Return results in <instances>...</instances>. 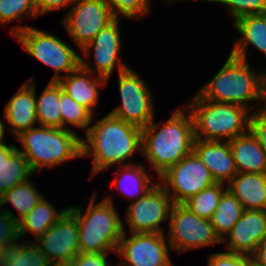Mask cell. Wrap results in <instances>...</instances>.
Returning a JSON list of instances; mask_svg holds the SVG:
<instances>
[{
  "label": "cell",
  "instance_id": "24",
  "mask_svg": "<svg viewBox=\"0 0 266 266\" xmlns=\"http://www.w3.org/2000/svg\"><path fill=\"white\" fill-rule=\"evenodd\" d=\"M144 167L146 165L141 163L118 166L120 172L112 181L120 196L125 195L130 203L146 195L157 184L151 183L152 178Z\"/></svg>",
  "mask_w": 266,
  "mask_h": 266
},
{
  "label": "cell",
  "instance_id": "9",
  "mask_svg": "<svg viewBox=\"0 0 266 266\" xmlns=\"http://www.w3.org/2000/svg\"><path fill=\"white\" fill-rule=\"evenodd\" d=\"M131 67L118 73L121 104L110 114L140 128L146 127L155 117L153 96L148 84Z\"/></svg>",
  "mask_w": 266,
  "mask_h": 266
},
{
  "label": "cell",
  "instance_id": "4",
  "mask_svg": "<svg viewBox=\"0 0 266 266\" xmlns=\"http://www.w3.org/2000/svg\"><path fill=\"white\" fill-rule=\"evenodd\" d=\"M96 194L92 195L86 209L69 206L77 217L80 253H116L123 234V219L110 195L96 203Z\"/></svg>",
  "mask_w": 266,
  "mask_h": 266
},
{
  "label": "cell",
  "instance_id": "1",
  "mask_svg": "<svg viewBox=\"0 0 266 266\" xmlns=\"http://www.w3.org/2000/svg\"><path fill=\"white\" fill-rule=\"evenodd\" d=\"M82 138V157H92L91 175L118 164L130 165L134 154L142 152V128L110 113L89 126Z\"/></svg>",
  "mask_w": 266,
  "mask_h": 266
},
{
  "label": "cell",
  "instance_id": "27",
  "mask_svg": "<svg viewBox=\"0 0 266 266\" xmlns=\"http://www.w3.org/2000/svg\"><path fill=\"white\" fill-rule=\"evenodd\" d=\"M62 91L58 82L49 81L40 96H35L36 119L39 126L61 128L59 101Z\"/></svg>",
  "mask_w": 266,
  "mask_h": 266
},
{
  "label": "cell",
  "instance_id": "3",
  "mask_svg": "<svg viewBox=\"0 0 266 266\" xmlns=\"http://www.w3.org/2000/svg\"><path fill=\"white\" fill-rule=\"evenodd\" d=\"M184 108L171 110V117L162 125V122H155L154 117L142 128L141 154L150 162L157 177L193 152V121L189 111Z\"/></svg>",
  "mask_w": 266,
  "mask_h": 266
},
{
  "label": "cell",
  "instance_id": "33",
  "mask_svg": "<svg viewBox=\"0 0 266 266\" xmlns=\"http://www.w3.org/2000/svg\"><path fill=\"white\" fill-rule=\"evenodd\" d=\"M109 6L113 16L119 18V16L126 19L136 20L143 16H146L151 12L150 0H104Z\"/></svg>",
  "mask_w": 266,
  "mask_h": 266
},
{
  "label": "cell",
  "instance_id": "28",
  "mask_svg": "<svg viewBox=\"0 0 266 266\" xmlns=\"http://www.w3.org/2000/svg\"><path fill=\"white\" fill-rule=\"evenodd\" d=\"M244 208L239 200L227 189L221 196L210 222L215 233L223 240L241 217Z\"/></svg>",
  "mask_w": 266,
  "mask_h": 266
},
{
  "label": "cell",
  "instance_id": "25",
  "mask_svg": "<svg viewBox=\"0 0 266 266\" xmlns=\"http://www.w3.org/2000/svg\"><path fill=\"white\" fill-rule=\"evenodd\" d=\"M55 208L52 203L43 197L32 211L18 222L20 239L29 231L34 239L38 240L66 213L69 206L59 211Z\"/></svg>",
  "mask_w": 266,
  "mask_h": 266
},
{
  "label": "cell",
  "instance_id": "36",
  "mask_svg": "<svg viewBox=\"0 0 266 266\" xmlns=\"http://www.w3.org/2000/svg\"><path fill=\"white\" fill-rule=\"evenodd\" d=\"M208 266H254L252 256L232 252L210 253Z\"/></svg>",
  "mask_w": 266,
  "mask_h": 266
},
{
  "label": "cell",
  "instance_id": "21",
  "mask_svg": "<svg viewBox=\"0 0 266 266\" xmlns=\"http://www.w3.org/2000/svg\"><path fill=\"white\" fill-rule=\"evenodd\" d=\"M227 189L244 210H266V173H237Z\"/></svg>",
  "mask_w": 266,
  "mask_h": 266
},
{
  "label": "cell",
  "instance_id": "29",
  "mask_svg": "<svg viewBox=\"0 0 266 266\" xmlns=\"http://www.w3.org/2000/svg\"><path fill=\"white\" fill-rule=\"evenodd\" d=\"M23 241L21 239L7 248L5 266H51L35 240Z\"/></svg>",
  "mask_w": 266,
  "mask_h": 266
},
{
  "label": "cell",
  "instance_id": "23",
  "mask_svg": "<svg viewBox=\"0 0 266 266\" xmlns=\"http://www.w3.org/2000/svg\"><path fill=\"white\" fill-rule=\"evenodd\" d=\"M27 159L13 144L0 145V197L15 185L31 179Z\"/></svg>",
  "mask_w": 266,
  "mask_h": 266
},
{
  "label": "cell",
  "instance_id": "42",
  "mask_svg": "<svg viewBox=\"0 0 266 266\" xmlns=\"http://www.w3.org/2000/svg\"><path fill=\"white\" fill-rule=\"evenodd\" d=\"M6 251L4 246H0V266H5Z\"/></svg>",
  "mask_w": 266,
  "mask_h": 266
},
{
  "label": "cell",
  "instance_id": "38",
  "mask_svg": "<svg viewBox=\"0 0 266 266\" xmlns=\"http://www.w3.org/2000/svg\"><path fill=\"white\" fill-rule=\"evenodd\" d=\"M110 252L102 253H79L70 263L72 266H112L109 263Z\"/></svg>",
  "mask_w": 266,
  "mask_h": 266
},
{
  "label": "cell",
  "instance_id": "18",
  "mask_svg": "<svg viewBox=\"0 0 266 266\" xmlns=\"http://www.w3.org/2000/svg\"><path fill=\"white\" fill-rule=\"evenodd\" d=\"M193 152L208 168L215 183H229L238 173L229 142L195 139Z\"/></svg>",
  "mask_w": 266,
  "mask_h": 266
},
{
  "label": "cell",
  "instance_id": "10",
  "mask_svg": "<svg viewBox=\"0 0 266 266\" xmlns=\"http://www.w3.org/2000/svg\"><path fill=\"white\" fill-rule=\"evenodd\" d=\"M173 203L183 204L189 198L215 183L208 168L191 152L158 177Z\"/></svg>",
  "mask_w": 266,
  "mask_h": 266
},
{
  "label": "cell",
  "instance_id": "41",
  "mask_svg": "<svg viewBox=\"0 0 266 266\" xmlns=\"http://www.w3.org/2000/svg\"><path fill=\"white\" fill-rule=\"evenodd\" d=\"M5 127H7L6 124L0 119V145L5 143Z\"/></svg>",
  "mask_w": 266,
  "mask_h": 266
},
{
  "label": "cell",
  "instance_id": "35",
  "mask_svg": "<svg viewBox=\"0 0 266 266\" xmlns=\"http://www.w3.org/2000/svg\"><path fill=\"white\" fill-rule=\"evenodd\" d=\"M19 239L18 222L8 212L0 209V246L7 249Z\"/></svg>",
  "mask_w": 266,
  "mask_h": 266
},
{
  "label": "cell",
  "instance_id": "22",
  "mask_svg": "<svg viewBox=\"0 0 266 266\" xmlns=\"http://www.w3.org/2000/svg\"><path fill=\"white\" fill-rule=\"evenodd\" d=\"M228 142L238 173H266V153L249 130Z\"/></svg>",
  "mask_w": 266,
  "mask_h": 266
},
{
  "label": "cell",
  "instance_id": "8",
  "mask_svg": "<svg viewBox=\"0 0 266 266\" xmlns=\"http://www.w3.org/2000/svg\"><path fill=\"white\" fill-rule=\"evenodd\" d=\"M168 222L167 241L178 254L222 243L210 220L198 217L183 204L173 203Z\"/></svg>",
  "mask_w": 266,
  "mask_h": 266
},
{
  "label": "cell",
  "instance_id": "6",
  "mask_svg": "<svg viewBox=\"0 0 266 266\" xmlns=\"http://www.w3.org/2000/svg\"><path fill=\"white\" fill-rule=\"evenodd\" d=\"M193 121L194 138L230 141L245 134L251 112L243 106L203 99L197 92L186 107Z\"/></svg>",
  "mask_w": 266,
  "mask_h": 266
},
{
  "label": "cell",
  "instance_id": "11",
  "mask_svg": "<svg viewBox=\"0 0 266 266\" xmlns=\"http://www.w3.org/2000/svg\"><path fill=\"white\" fill-rule=\"evenodd\" d=\"M120 19L115 18L106 27L100 30L93 40H91L82 51L86 58L94 57L95 67L91 66L92 61L88 63L81 56V66L94 76H101L107 79V83L114 69H118V73L126 70L130 66L126 65L120 57L121 52V28L119 27ZM93 69V70H92Z\"/></svg>",
  "mask_w": 266,
  "mask_h": 266
},
{
  "label": "cell",
  "instance_id": "12",
  "mask_svg": "<svg viewBox=\"0 0 266 266\" xmlns=\"http://www.w3.org/2000/svg\"><path fill=\"white\" fill-rule=\"evenodd\" d=\"M114 19L104 0H76L61 23L81 50Z\"/></svg>",
  "mask_w": 266,
  "mask_h": 266
},
{
  "label": "cell",
  "instance_id": "17",
  "mask_svg": "<svg viewBox=\"0 0 266 266\" xmlns=\"http://www.w3.org/2000/svg\"><path fill=\"white\" fill-rule=\"evenodd\" d=\"M29 78L24 82L18 91L11 97L4 109V120L8 122L10 127H7L11 134L15 137L22 132L27 131L35 126L36 119V87Z\"/></svg>",
  "mask_w": 266,
  "mask_h": 266
},
{
  "label": "cell",
  "instance_id": "19",
  "mask_svg": "<svg viewBox=\"0 0 266 266\" xmlns=\"http://www.w3.org/2000/svg\"><path fill=\"white\" fill-rule=\"evenodd\" d=\"M92 74L80 65L68 75L64 74L57 82L63 92L95 116L96 105L100 100L99 87L106 86L107 79L98 75L94 79Z\"/></svg>",
  "mask_w": 266,
  "mask_h": 266
},
{
  "label": "cell",
  "instance_id": "37",
  "mask_svg": "<svg viewBox=\"0 0 266 266\" xmlns=\"http://www.w3.org/2000/svg\"><path fill=\"white\" fill-rule=\"evenodd\" d=\"M248 130L266 153V108L251 113Z\"/></svg>",
  "mask_w": 266,
  "mask_h": 266
},
{
  "label": "cell",
  "instance_id": "15",
  "mask_svg": "<svg viewBox=\"0 0 266 266\" xmlns=\"http://www.w3.org/2000/svg\"><path fill=\"white\" fill-rule=\"evenodd\" d=\"M35 243L51 264L71 262L80 253L76 215L68 209Z\"/></svg>",
  "mask_w": 266,
  "mask_h": 266
},
{
  "label": "cell",
  "instance_id": "32",
  "mask_svg": "<svg viewBox=\"0 0 266 266\" xmlns=\"http://www.w3.org/2000/svg\"><path fill=\"white\" fill-rule=\"evenodd\" d=\"M40 17L37 13L34 0H0V26H6L22 18Z\"/></svg>",
  "mask_w": 266,
  "mask_h": 266
},
{
  "label": "cell",
  "instance_id": "44",
  "mask_svg": "<svg viewBox=\"0 0 266 266\" xmlns=\"http://www.w3.org/2000/svg\"><path fill=\"white\" fill-rule=\"evenodd\" d=\"M119 264L116 266H127L126 264H124L123 262H118ZM113 266V265H112Z\"/></svg>",
  "mask_w": 266,
  "mask_h": 266
},
{
  "label": "cell",
  "instance_id": "7",
  "mask_svg": "<svg viewBox=\"0 0 266 266\" xmlns=\"http://www.w3.org/2000/svg\"><path fill=\"white\" fill-rule=\"evenodd\" d=\"M9 33L30 56L53 69L55 74L50 81L57 82L64 76L61 73L68 75L81 65V54L47 31L16 25Z\"/></svg>",
  "mask_w": 266,
  "mask_h": 266
},
{
  "label": "cell",
  "instance_id": "13",
  "mask_svg": "<svg viewBox=\"0 0 266 266\" xmlns=\"http://www.w3.org/2000/svg\"><path fill=\"white\" fill-rule=\"evenodd\" d=\"M126 232L123 228L116 252L122 257L121 262L127 266H175L164 233H130L127 237Z\"/></svg>",
  "mask_w": 266,
  "mask_h": 266
},
{
  "label": "cell",
  "instance_id": "39",
  "mask_svg": "<svg viewBox=\"0 0 266 266\" xmlns=\"http://www.w3.org/2000/svg\"><path fill=\"white\" fill-rule=\"evenodd\" d=\"M39 16L48 12L70 8L76 0H34Z\"/></svg>",
  "mask_w": 266,
  "mask_h": 266
},
{
  "label": "cell",
  "instance_id": "20",
  "mask_svg": "<svg viewBox=\"0 0 266 266\" xmlns=\"http://www.w3.org/2000/svg\"><path fill=\"white\" fill-rule=\"evenodd\" d=\"M233 28L240 34L230 54L247 60L250 45L266 56V13L247 15L236 19Z\"/></svg>",
  "mask_w": 266,
  "mask_h": 266
},
{
  "label": "cell",
  "instance_id": "40",
  "mask_svg": "<svg viewBox=\"0 0 266 266\" xmlns=\"http://www.w3.org/2000/svg\"><path fill=\"white\" fill-rule=\"evenodd\" d=\"M252 258L256 266H266V239L256 247Z\"/></svg>",
  "mask_w": 266,
  "mask_h": 266
},
{
  "label": "cell",
  "instance_id": "2",
  "mask_svg": "<svg viewBox=\"0 0 266 266\" xmlns=\"http://www.w3.org/2000/svg\"><path fill=\"white\" fill-rule=\"evenodd\" d=\"M197 93L206 100L240 105L251 113L259 111L266 108V71H257L247 60L229 53L221 69ZM253 101H257V109L249 106Z\"/></svg>",
  "mask_w": 266,
  "mask_h": 266
},
{
  "label": "cell",
  "instance_id": "30",
  "mask_svg": "<svg viewBox=\"0 0 266 266\" xmlns=\"http://www.w3.org/2000/svg\"><path fill=\"white\" fill-rule=\"evenodd\" d=\"M223 187V183H214L189 198L183 205L198 217L210 220L222 194L227 190V185H225V190Z\"/></svg>",
  "mask_w": 266,
  "mask_h": 266
},
{
  "label": "cell",
  "instance_id": "14",
  "mask_svg": "<svg viewBox=\"0 0 266 266\" xmlns=\"http://www.w3.org/2000/svg\"><path fill=\"white\" fill-rule=\"evenodd\" d=\"M173 202L158 182L146 195L130 203L126 222L130 233H164L160 224L169 219Z\"/></svg>",
  "mask_w": 266,
  "mask_h": 266
},
{
  "label": "cell",
  "instance_id": "43",
  "mask_svg": "<svg viewBox=\"0 0 266 266\" xmlns=\"http://www.w3.org/2000/svg\"><path fill=\"white\" fill-rule=\"evenodd\" d=\"M51 266H72L70 262L68 263H56V264H51Z\"/></svg>",
  "mask_w": 266,
  "mask_h": 266
},
{
  "label": "cell",
  "instance_id": "31",
  "mask_svg": "<svg viewBox=\"0 0 266 266\" xmlns=\"http://www.w3.org/2000/svg\"><path fill=\"white\" fill-rule=\"evenodd\" d=\"M59 109L61 114V128L71 129L67 127L66 124L74 126L77 128L85 129L88 131V128L93 122L94 116L81 104H78L65 92H61Z\"/></svg>",
  "mask_w": 266,
  "mask_h": 266
},
{
  "label": "cell",
  "instance_id": "26",
  "mask_svg": "<svg viewBox=\"0 0 266 266\" xmlns=\"http://www.w3.org/2000/svg\"><path fill=\"white\" fill-rule=\"evenodd\" d=\"M26 180L15 185L0 197V207L3 211L8 212L17 222L27 216L37 203L44 197L38 192L35 183ZM11 203L16 209L19 217L13 214L9 209L4 207L5 204Z\"/></svg>",
  "mask_w": 266,
  "mask_h": 266
},
{
  "label": "cell",
  "instance_id": "34",
  "mask_svg": "<svg viewBox=\"0 0 266 266\" xmlns=\"http://www.w3.org/2000/svg\"><path fill=\"white\" fill-rule=\"evenodd\" d=\"M178 0H167L164 3ZM180 1V0H179ZM185 1V0H183ZM191 1V0H187ZM204 1V0H200ZM206 2L221 3L227 7L233 22L243 16L266 13V0H205Z\"/></svg>",
  "mask_w": 266,
  "mask_h": 266
},
{
  "label": "cell",
  "instance_id": "16",
  "mask_svg": "<svg viewBox=\"0 0 266 266\" xmlns=\"http://www.w3.org/2000/svg\"><path fill=\"white\" fill-rule=\"evenodd\" d=\"M266 239V210H244L237 223L222 240L228 252L252 256Z\"/></svg>",
  "mask_w": 266,
  "mask_h": 266
},
{
  "label": "cell",
  "instance_id": "5",
  "mask_svg": "<svg viewBox=\"0 0 266 266\" xmlns=\"http://www.w3.org/2000/svg\"><path fill=\"white\" fill-rule=\"evenodd\" d=\"M78 135L71 129L35 126L16 138L23 147V150H18L34 173L44 167L52 169L61 163L81 158L82 138Z\"/></svg>",
  "mask_w": 266,
  "mask_h": 266
}]
</instances>
